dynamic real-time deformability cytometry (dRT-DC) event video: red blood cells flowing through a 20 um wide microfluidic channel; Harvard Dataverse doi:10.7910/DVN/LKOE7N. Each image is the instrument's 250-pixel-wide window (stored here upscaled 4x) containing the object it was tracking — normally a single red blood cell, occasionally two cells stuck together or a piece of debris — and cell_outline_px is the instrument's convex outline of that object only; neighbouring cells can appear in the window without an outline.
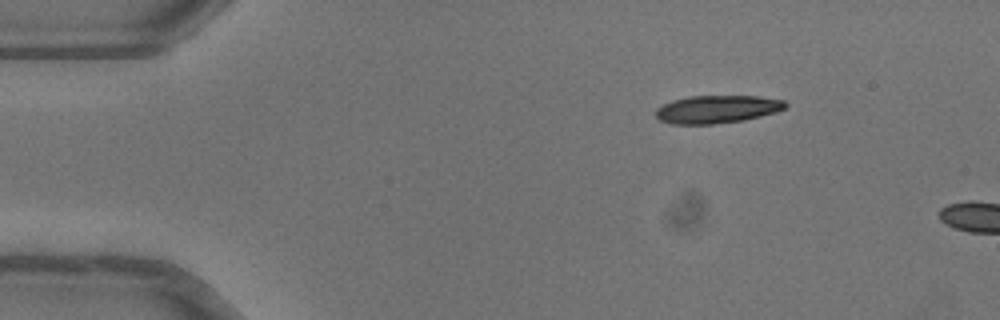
{"species": "common noctule bat (a hibernating species)", "species_latin": "Nyctalus noctula", "temperature_condition": "warm", "stored_images_in_passage": 4, "camera_frame_rate_fps": 3000, "um_per_image_px": 0.085, "animal": {"sex": "female"}, "frame": {"image": 1, "passage_image": 1, "time_ms": 0.0, "image_size_px": [1000, 320], "cell_outline_px": [[788, 104], [784, 108], [776, 112], [744, 120], [712, 124], [672, 124], [660, 120], [656, 116], [656, 108], [672, 100], [688, 96], [756, 96], [784, 100]], "centroid_in_image_um": [60.94, 9.28], "position_along_channel_um": 24.1, "area_um2": 20.98}}